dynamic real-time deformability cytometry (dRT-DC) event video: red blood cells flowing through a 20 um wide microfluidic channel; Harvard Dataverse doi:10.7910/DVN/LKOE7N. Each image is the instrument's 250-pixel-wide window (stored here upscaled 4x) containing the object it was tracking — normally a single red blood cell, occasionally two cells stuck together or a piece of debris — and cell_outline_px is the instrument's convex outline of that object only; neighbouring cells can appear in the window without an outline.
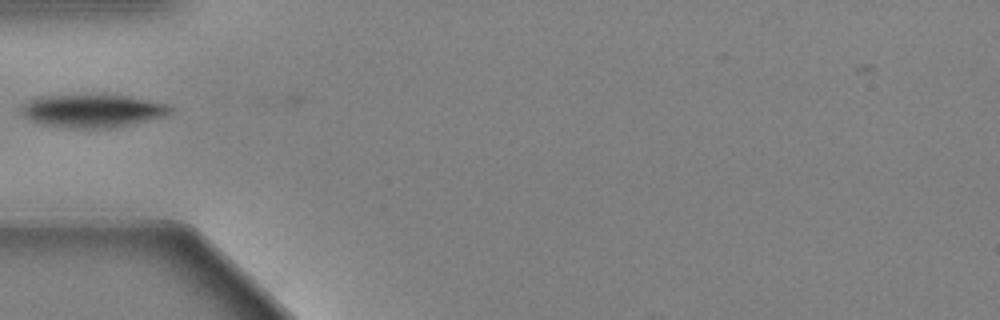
{"species": "Egyptian fruit bat (a non-hibernating species)", "species_latin": "Rousettus aegyptiacus", "temperature_condition": "warm", "stored_images_in_passage": 31, "camera_frame_rate_fps": 3000, "um_per_image_px": 0.085, "animal": {"sex": "female"}, "frame": {"image": 1, "passage_image": 1, "time_ms": 0.0, "image_size_px": [1000, 320], "cell_outline_px": [[172, 108], [168, 112], [160, 116], [116, 128], [68, 128], [40, 124], [24, 116], [20, 108], [24, 104], [40, 96], [104, 92], [128, 96], [168, 104]], "centroid_in_image_um": [7.82, 9.38], "position_along_channel_um": 77.2, "area_um2": 29.19}}
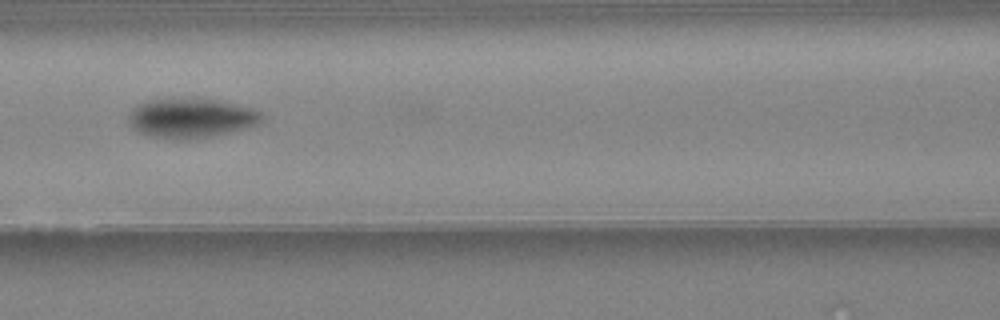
{"frame": {"image": 2, "passage_image": 7, "time_ms": 2.0, "image_size_px": [1000, 320], "cell_outline_px": [[264, 116], [256, 124], [208, 136], [188, 140], [152, 136], [140, 132], [132, 128], [128, 116], [132, 108], [136, 104], [144, 100], [188, 96], [196, 96], [220, 100], [248, 108], [260, 112]], "centroid_in_image_um": [16.14, 9.97], "position_along_channel_um": 150.5, "area_um2": 30.75}}
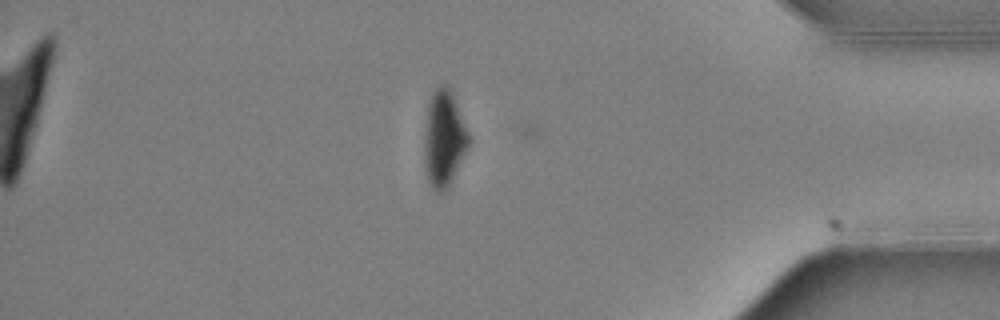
{"frame": {"image": 3, "passage_image": 30, "time_ms": 9.667, "image_size_px": [1000, 320], "cell_outline_px": [[472, 140], [448, 188], [444, 192], [440, 192], [432, 188], [428, 180], [424, 160], [424, 140], [428, 100], [432, 92], [440, 84], [444, 84], [448, 88], [472, 136]], "centroid_in_image_um": [37.75, 11.8], "position_along_channel_um": 397.4, "area_um2": 25.03}}